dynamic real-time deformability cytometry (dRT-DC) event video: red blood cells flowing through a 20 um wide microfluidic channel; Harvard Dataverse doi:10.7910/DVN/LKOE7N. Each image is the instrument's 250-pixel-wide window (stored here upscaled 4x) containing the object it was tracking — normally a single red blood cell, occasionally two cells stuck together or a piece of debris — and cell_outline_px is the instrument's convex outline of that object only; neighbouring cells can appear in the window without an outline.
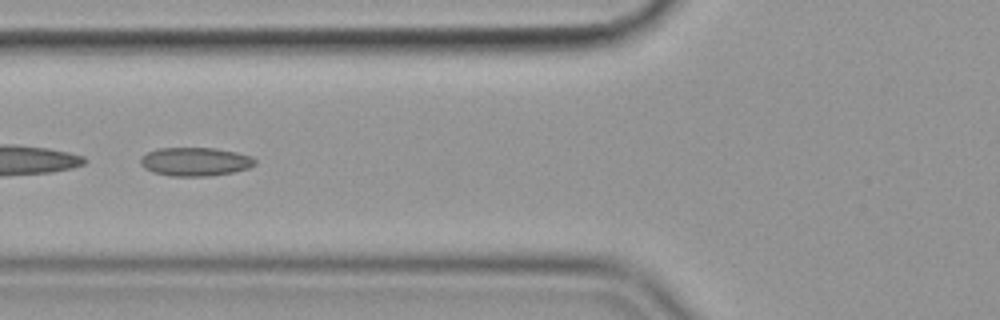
{"species": "common noctule bat (a hibernating species)", "species_latin": "Nyctalus noctula", "temperature_condition": "cold", "stored_images_in_passage": 55, "camera_frame_rate_fps": 3000, "um_per_image_px": 0.085, "animal": {"sex": "female", "body_mass_g": 19.9}, "frame": {"image": 1, "passage_image": 22, "time_ms": 7.0, "image_size_px": [1000, 320], "cell_outline_px": [[256, 164], [248, 168], [232, 172], [212, 176], [172, 176], [152, 172], [144, 168], [140, 164], [140, 156], [156, 148], [216, 148], [236, 152], [252, 156], [256, 160]], "centroid_in_image_um": [16.58, 13.74], "position_along_channel_um": 109.2, "area_um2": 19.25}, "authors_computed_cell_mechanics": {"area_um2": 20.1144, "velocity_mm_per_s": 3.5876, "shape_relaxation_time_tau1_ms": null, "shape_relaxation_time_tau2_ms": 3.3354, "deformation_change_tau1": null, "deformation_change_tau2": 0.0971}}